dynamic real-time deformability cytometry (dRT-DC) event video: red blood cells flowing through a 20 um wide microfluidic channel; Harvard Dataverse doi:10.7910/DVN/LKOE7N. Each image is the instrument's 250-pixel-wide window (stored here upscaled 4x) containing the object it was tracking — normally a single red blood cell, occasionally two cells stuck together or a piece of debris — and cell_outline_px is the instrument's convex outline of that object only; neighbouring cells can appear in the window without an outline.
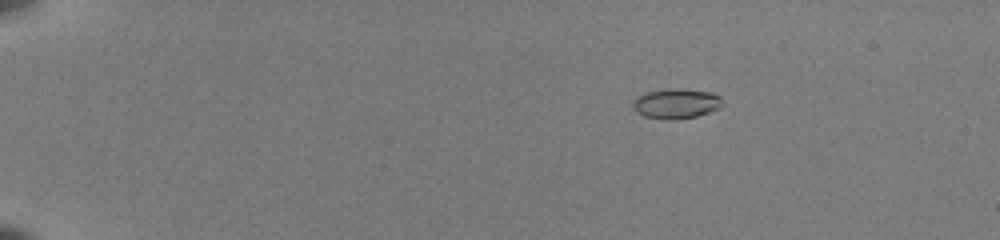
{"species": "common noctule bat (a hibernating species)", "species_latin": "Nyctalus noctula", "temperature_condition": "room temperature", "stored_images_in_passage": 12, "camera_frame_rate_fps": 3000, "um_per_image_px": 0.085, "animal": {"sex": "female", "body_mass_g": 22.0, "forearm_length_mm": 56.7}, "frame": {"image": 1, "passage_image": 6, "time_ms": 1.667, "image_size_px": [1000, 240], "cell_outline_px": [[724, 104], [720, 108], [696, 116], [668, 120], [664, 120], [644, 116], [636, 112], [632, 104], [640, 96], [648, 92], [712, 92], [720, 96], [724, 100]], "centroid_in_image_um": [57.53, 8.88], "position_along_channel_um": 27.5, "area_um2": 14.57}}